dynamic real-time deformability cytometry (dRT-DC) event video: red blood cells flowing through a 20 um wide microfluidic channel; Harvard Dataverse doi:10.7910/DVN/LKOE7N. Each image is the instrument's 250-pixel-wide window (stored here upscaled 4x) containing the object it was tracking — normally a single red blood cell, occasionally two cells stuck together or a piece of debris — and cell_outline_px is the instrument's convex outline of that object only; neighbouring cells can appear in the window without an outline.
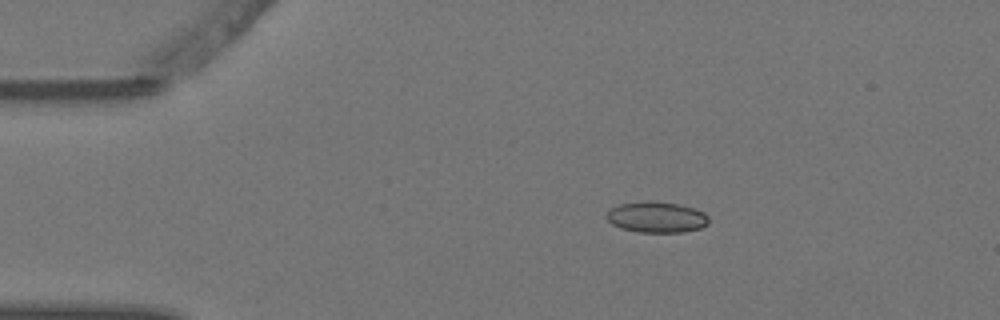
{"species": "Egyptian fruit bat (a non-hibernating species)", "species_latin": "Rousettus aegyptiacus", "temperature_condition": "warm", "stored_images_in_passage": 4, "camera_frame_rate_fps": 3000, "um_per_image_px": 0.085, "animal": {"sex": "female"}, "frame": {"image": 1, "passage_image": 1, "time_ms": 0.0, "image_size_px": [1000, 320], "cell_outline_px": [[708, 224], [700, 228], [680, 232], [640, 232], [620, 228], [612, 224], [604, 216], [608, 208], [620, 204], [652, 200], [656, 200], [696, 208], [704, 212], [708, 216]], "centroid_in_image_um": [55.77, 18.44], "position_along_channel_um": 29.2, "area_um2": 18.61}}
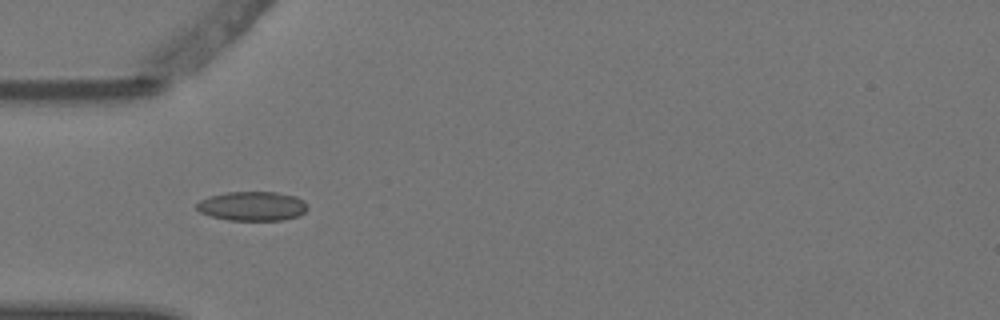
{"frame": {"image": 2, "passage_image": 3, "time_ms": 0.667, "image_size_px": [1000, 320], "cell_outline_px": [[308, 208], [300, 216], [284, 220], [228, 220], [212, 216], [200, 212], [196, 208], [196, 204], [200, 200], [208, 196], [228, 192], [276, 192], [296, 196], [304, 200], [308, 204]], "centroid_in_image_um": [21.48, 17.52], "position_along_channel_um": 63.5, "area_um2": 19.07}}
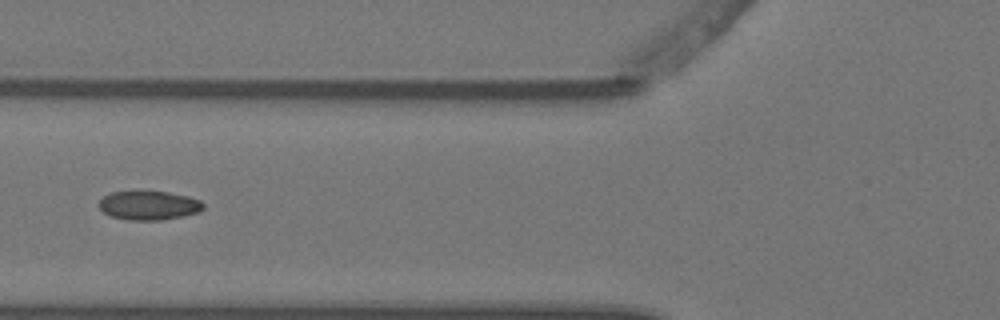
{"frame": {"image": 3, "passage_image": 4, "time_ms": 1.0, "image_size_px": [1000, 320], "cell_outline_px": [[204, 208], [200, 212], [160, 220], [128, 220], [112, 216], [104, 212], [96, 204], [104, 196], [112, 192], [168, 192], [188, 196], [200, 200], [204, 204]], "centroid_in_image_um": [12.66, 17.46], "position_along_channel_um": 113.1, "area_um2": 17.46}}